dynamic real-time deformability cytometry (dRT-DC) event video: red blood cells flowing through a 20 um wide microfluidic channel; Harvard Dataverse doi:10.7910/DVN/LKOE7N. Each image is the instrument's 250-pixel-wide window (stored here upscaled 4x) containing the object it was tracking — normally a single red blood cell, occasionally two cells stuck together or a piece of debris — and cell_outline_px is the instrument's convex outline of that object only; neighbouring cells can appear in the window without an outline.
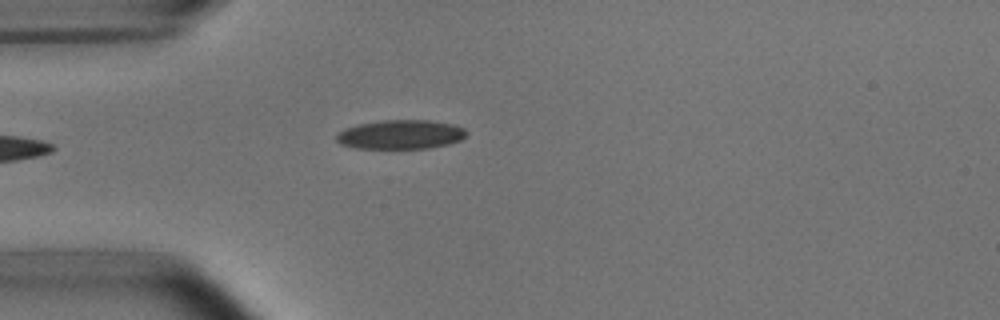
{"species": "common noctule bat (a hibernating species)", "species_latin": "Nyctalus noctula", "temperature_condition": "room temperature", "stored_images_in_passage": 5, "camera_frame_rate_fps": 3000, "um_per_image_px": 0.085, "animal": {"sex": "male", "body_mass_g": 15.6}, "frame": {"image": 1, "passage_image": 5, "time_ms": 4.333, "image_size_px": [1000, 320], "cell_outline_px": [[468, 132], [460, 140], [448, 144], [428, 148], [356, 148], [340, 144], [336, 140], [336, 136], [344, 128], [360, 124], [384, 120], [428, 120], [452, 124], [464, 128]], "centroid_in_image_um": [34.05, 11.43], "position_along_channel_um": 50.9, "area_um2": 21.91}}